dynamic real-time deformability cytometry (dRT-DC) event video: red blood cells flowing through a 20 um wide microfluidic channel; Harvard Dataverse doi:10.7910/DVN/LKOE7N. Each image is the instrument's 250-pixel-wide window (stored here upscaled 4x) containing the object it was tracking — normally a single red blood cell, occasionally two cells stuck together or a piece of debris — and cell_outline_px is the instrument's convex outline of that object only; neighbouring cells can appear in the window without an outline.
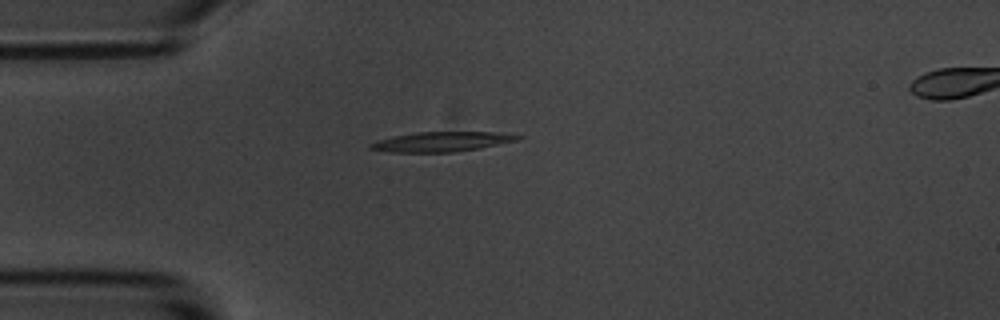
{"species": "common noctule bat (a hibernating species)", "species_latin": "Nyctalus noctula", "temperature_condition": "room temperature", "stored_images_in_passage": 6, "segment_of_instrument_passage": [1, 2], "camera_frame_rate_fps": 3000, "um_per_image_px": 0.085, "animal": {"sex": "male", "body_mass_g": 20.1, "forearm_length_mm": 53.5}, "frame": {"image": 1, "passage_image": 5, "time_ms": 4.667, "image_size_px": [1000, 320], "cell_outline_px": [[524, 136], [516, 140], [476, 148], [452, 152], [392, 152], [368, 148], [368, 144], [392, 136], [420, 132], [508, 132]], "centroid_in_image_um": [37.55, 12.03], "position_along_channel_um": 47.5, "area_um2": 16.7}}